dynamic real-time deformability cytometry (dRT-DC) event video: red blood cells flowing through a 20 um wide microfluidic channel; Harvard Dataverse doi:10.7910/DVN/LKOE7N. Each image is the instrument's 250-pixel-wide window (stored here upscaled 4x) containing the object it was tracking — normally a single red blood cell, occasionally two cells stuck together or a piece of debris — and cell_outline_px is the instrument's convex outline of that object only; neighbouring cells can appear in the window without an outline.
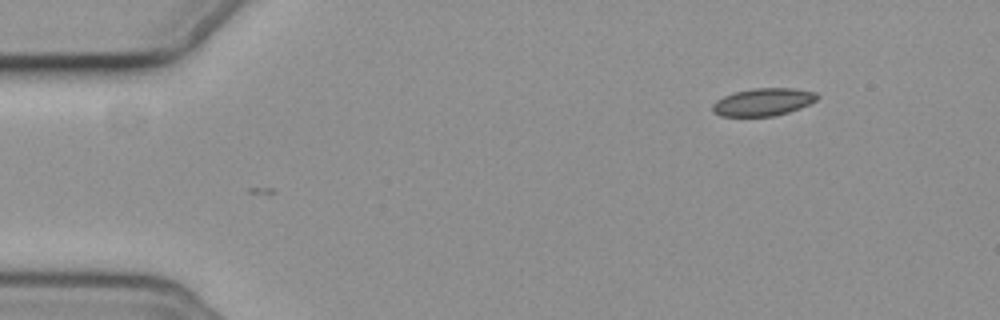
{"species": "common noctule bat (a hibernating species)", "species_latin": "Nyctalus noctula", "temperature_condition": "cold", "stored_images_in_passage": 2, "camera_frame_rate_fps": 3000, "um_per_image_px": 0.085, "animal": {"sex": "female", "body_mass_g": 19.3, "forearm_length_mm": 54.1}, "frame": {"image": 1, "passage_image": 2, "time_ms": 0.333, "image_size_px": [1000, 320], "cell_outline_px": [[820, 96], [816, 100], [800, 108], [788, 112], [772, 116], [720, 116], [712, 112], [712, 104], [716, 100], [732, 92], [752, 88], [792, 88], [816, 92]], "centroid_in_image_um": [64.84, 8.66], "position_along_channel_um": 20.2, "area_um2": 16.94}}